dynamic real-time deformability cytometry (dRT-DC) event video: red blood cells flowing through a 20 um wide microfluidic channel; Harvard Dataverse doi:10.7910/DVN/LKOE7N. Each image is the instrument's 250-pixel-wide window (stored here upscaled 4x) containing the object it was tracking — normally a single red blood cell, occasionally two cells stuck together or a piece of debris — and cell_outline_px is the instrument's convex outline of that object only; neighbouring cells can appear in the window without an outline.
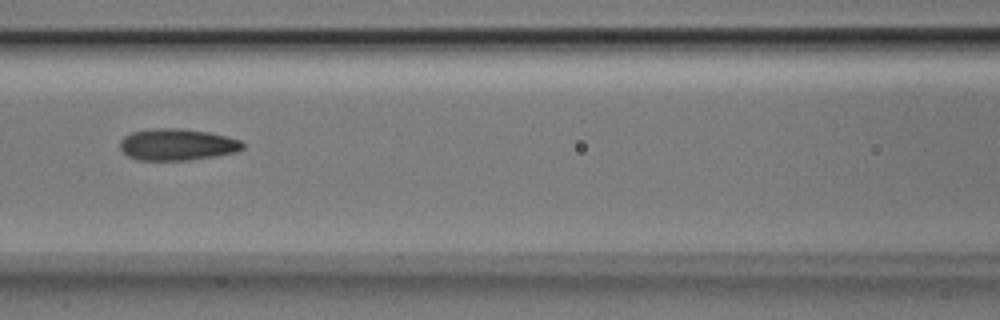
{"species": "Egyptian fruit bat (a non-hibernating species)", "species_latin": "Rousettus aegyptiacus", "temperature_condition": "room temperature", "stored_images_in_passage": 7, "camera_frame_rate_fps": 3000, "um_per_image_px": 0.085, "animal": {"sex": "male"}, "frame": {"image": 1, "passage_image": 7, "time_ms": 2.0, "image_size_px": [1000, 320], "cell_outline_px": [[244, 148], [236, 152], [216, 156], [188, 160], [136, 160], [128, 156], [120, 148], [120, 140], [124, 136], [132, 132], [152, 128], [180, 128], [208, 132], [240, 140], [244, 144]], "centroid_in_image_um": [15.04, 12.29], "position_along_channel_um": 151.6, "area_um2": 22.66}}